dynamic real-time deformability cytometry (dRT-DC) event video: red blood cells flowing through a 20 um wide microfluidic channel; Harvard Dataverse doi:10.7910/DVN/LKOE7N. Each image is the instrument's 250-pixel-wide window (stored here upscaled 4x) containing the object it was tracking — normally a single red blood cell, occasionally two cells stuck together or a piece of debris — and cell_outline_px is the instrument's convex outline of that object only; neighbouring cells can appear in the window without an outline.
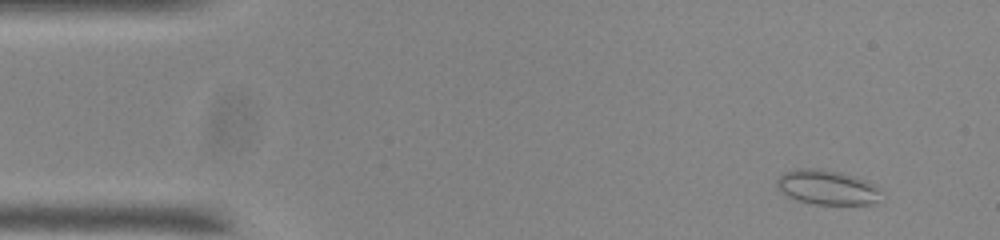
{"species": "common noctule bat (a hibernating species)", "species_latin": "Nyctalus noctula", "temperature_condition": "room temperature", "stored_images_in_passage": 54, "camera_frame_rate_fps": 3000, "um_per_image_px": 0.085, "animal": {"sex": "male", "body_mass_g": 20.0, "forearm_length_mm": 53.3}, "frame": {"image": 1, "passage_image": 4, "time_ms": 1.0, "image_size_px": [1000, 240], "cell_outline_px": [[880, 188], [876, 200], [872, 204], [812, 204], [796, 200], [788, 196], [776, 184], [776, 180], [784, 172], [796, 168], [820, 168], [840, 172], [856, 176], [868, 180]], "centroid_in_image_um": [70.29, 15.9], "position_along_channel_um": 14.7, "area_um2": 21.04}}
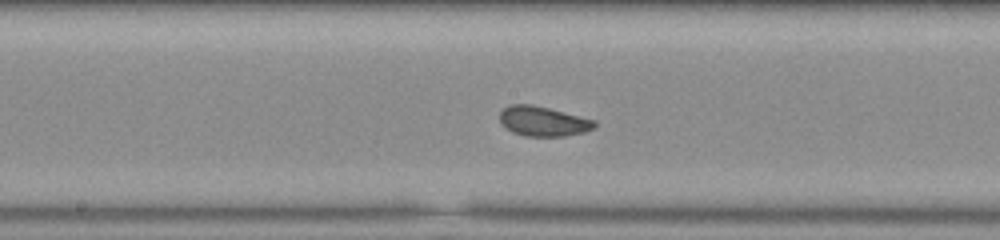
{"frame": {"image": 2, "passage_image": 27, "time_ms": 8.667, "image_size_px": [1000, 240], "cell_outline_px": [[596, 128], [584, 132], [564, 136], [524, 136], [512, 132], [500, 124], [500, 112], [508, 104], [532, 104], [596, 120]], "centroid_in_image_um": [46.15, 10.31], "position_along_channel_um": 202.0, "area_um2": 16.59}}
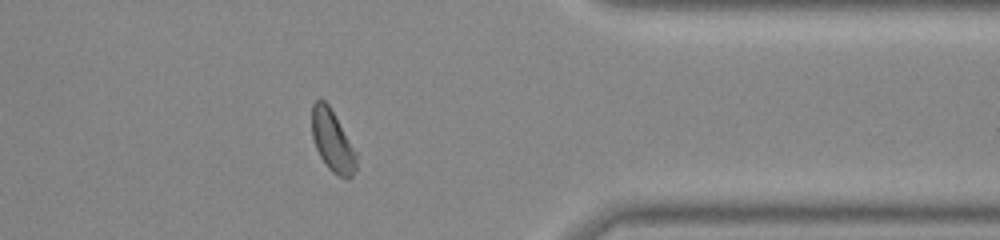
{"frame": {"image": 3, "passage_image": 43, "time_ms": 14.0, "image_size_px": [1000, 240], "cell_outline_px": [[356, 172], [348, 180], [332, 172], [328, 168], [320, 156], [316, 148], [312, 136], [312, 104], [316, 100], [324, 100], [328, 104], [356, 152]], "centroid_in_image_um": [28.25, 12.01], "position_along_channel_um": 383.1, "area_um2": 15.72}, "authors_computed_cell_mechanics": {"area_um2": 16.7042, "velocity_mm_per_s": 3.7166, "shape_relaxation_time_tau1_ms": null, "shape_relaxation_time_tau2_ms": 0.9481, "deformation_change_tau1": null, "deformation_change_tau2": 0.0468}}